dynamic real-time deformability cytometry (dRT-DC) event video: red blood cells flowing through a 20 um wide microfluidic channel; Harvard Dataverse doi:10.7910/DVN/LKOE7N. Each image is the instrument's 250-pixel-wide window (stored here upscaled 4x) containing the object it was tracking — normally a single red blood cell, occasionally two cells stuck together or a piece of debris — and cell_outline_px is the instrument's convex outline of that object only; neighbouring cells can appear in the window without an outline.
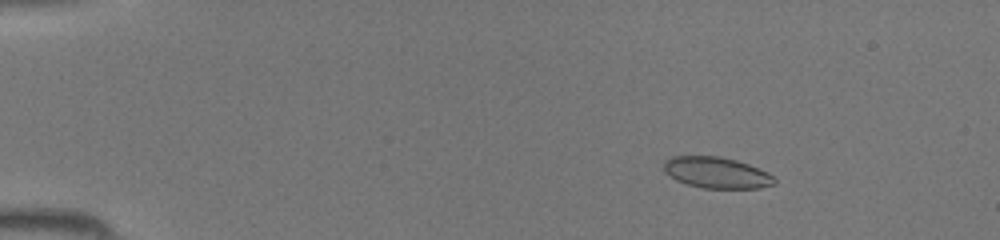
{"species": "common noctule bat (a hibernating species)", "species_latin": "Nyctalus noctula", "temperature_condition": "room temperature", "stored_images_in_passage": 45, "camera_frame_rate_fps": 3000, "um_per_image_px": 0.085, "animal": {"sex": "female", "body_mass_g": 19.5, "forearm_length_mm": 54.1}, "frame": {"image": 1, "passage_image": 7, "time_ms": 2.0, "image_size_px": [1000, 240], "cell_outline_px": [[776, 184], [760, 188], [704, 188], [688, 184], [676, 180], [664, 172], [664, 160], [672, 156], [720, 156], [736, 160], [748, 164], [768, 172], [776, 180]], "centroid_in_image_um": [60.91, 14.67], "position_along_channel_um": 24.1, "area_um2": 20.11}}
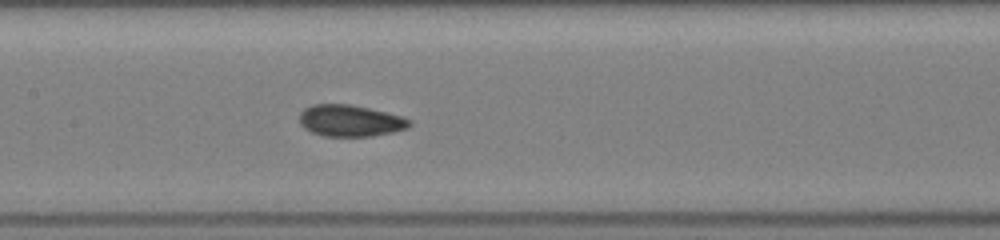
{"frame": {"image": 2, "passage_image": 23, "time_ms": 7.333, "image_size_px": [1000, 240], "cell_outline_px": [[412, 124], [408, 128], [392, 132], [372, 136], [324, 136], [312, 132], [304, 128], [300, 124], [300, 112], [304, 108], [312, 104], [352, 104], [400, 116], [412, 120]], "centroid_in_image_um": [29.76, 10.26], "position_along_channel_um": 177.6, "area_um2": 20.23}}
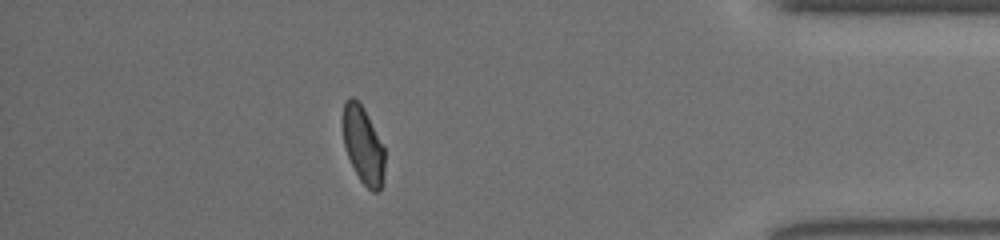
{"frame": {"image": 3, "passage_image": 40, "time_ms": 13.0, "image_size_px": [1000, 240], "cell_outline_px": [[384, 184], [376, 192], [372, 192], [360, 180], [348, 156], [344, 144], [340, 124], [344, 100], [348, 96], [352, 96], [364, 108], [384, 148]], "centroid_in_image_um": [30.83, 12.29], "position_along_channel_um": 404.4, "area_um2": 19.13}}